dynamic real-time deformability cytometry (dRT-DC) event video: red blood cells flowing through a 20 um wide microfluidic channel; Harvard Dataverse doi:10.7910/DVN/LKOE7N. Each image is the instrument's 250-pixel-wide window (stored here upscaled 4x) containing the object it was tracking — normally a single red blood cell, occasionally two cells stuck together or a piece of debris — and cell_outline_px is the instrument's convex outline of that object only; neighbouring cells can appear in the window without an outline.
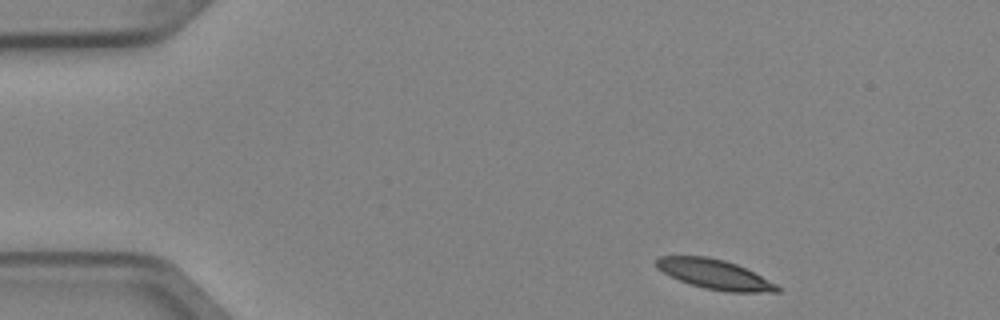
{"species": "Egyptian fruit bat (a non-hibernating species)", "species_latin": "Rousettus aegyptiacus", "temperature_condition": "cold", "stored_images_in_passage": 4, "camera_frame_rate_fps": 3000, "um_per_image_px": 0.085, "animal": {"sex": "female"}, "frame": {"image": 1, "passage_image": 1, "time_ms": 0.0, "image_size_px": [1000, 320], "cell_outline_px": [[780, 292], [728, 292], [704, 288], [680, 280], [656, 268], [656, 260], [660, 256], [708, 256], [724, 260], [736, 264], [776, 284], [780, 288]], "centroid_in_image_um": [60.74, 23.31], "position_along_channel_um": 24.3, "area_um2": 20.52}}